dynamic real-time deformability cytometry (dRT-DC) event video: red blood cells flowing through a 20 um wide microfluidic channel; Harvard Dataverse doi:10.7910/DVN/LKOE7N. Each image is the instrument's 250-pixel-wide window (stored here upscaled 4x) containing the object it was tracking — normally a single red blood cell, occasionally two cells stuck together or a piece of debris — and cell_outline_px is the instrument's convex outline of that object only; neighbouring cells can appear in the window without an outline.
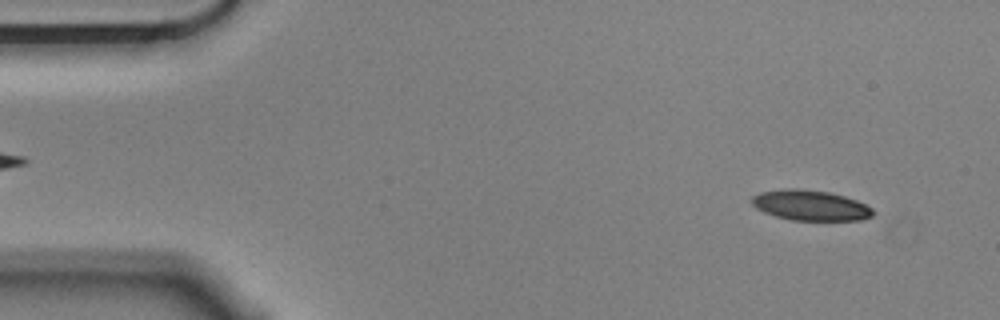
{"species": "Egyptian fruit bat (a non-hibernating species)", "species_latin": "Rousettus aegyptiacus", "temperature_condition": "cold", "stored_images_in_passage": 55, "camera_frame_rate_fps": 3000, "um_per_image_px": 0.085, "animal": {"sex": "male"}, "frame": {"image": 1, "passage_image": 4, "time_ms": 1.0, "image_size_px": [1000, 320], "cell_outline_px": [[876, 212], [872, 216], [860, 220], [792, 220], [776, 216], [764, 212], [756, 208], [752, 204], [752, 196], [760, 192], [784, 188], [796, 188], [828, 192], [844, 196], [856, 200], [872, 208]], "centroid_in_image_um": [68.88, 17.45], "position_along_channel_um": 16.1, "area_um2": 21.39}}
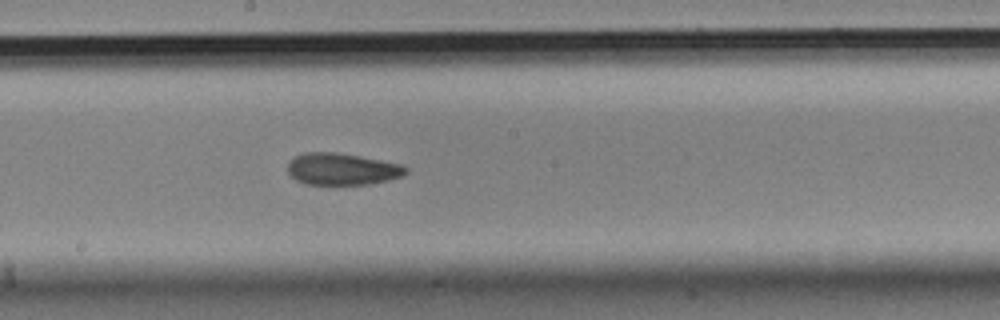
{"frame": {"image": 2, "passage_image": 29, "time_ms": 9.333, "image_size_px": [1000, 320], "cell_outline_px": [[408, 172], [404, 176], [388, 180], [368, 184], [304, 184], [296, 180], [288, 172], [288, 164], [296, 156], [304, 152], [336, 152], [360, 156], [400, 164], [408, 168]], "centroid_in_image_um": [29.09, 14.37], "position_along_channel_um": 219.1, "area_um2": 21.85}}
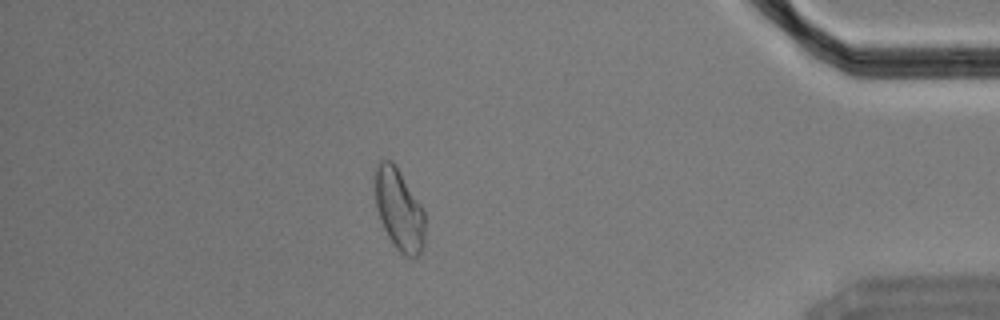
{"frame": {"image": 3, "passage_image": 48, "time_ms": 15.667, "image_size_px": [1000, 320], "cell_outline_px": [[424, 244], [420, 252], [412, 260], [404, 256], [396, 248], [388, 236], [384, 228], [376, 204], [376, 168], [380, 160], [392, 160], [396, 164], [420, 204], [424, 212]], "centroid_in_image_um": [33.95, 17.84], "position_along_channel_um": 401.3, "area_um2": 23.41}, "authors_computed_cell_mechanics": {"area_um2": 22.4842, "velocity_mm_per_s": 3.5437, "shape_relaxation_time_tau1_ms": 7.1054, "shape_relaxation_time_tau2_ms": 3.5939, "deformation_change_tau1": 0.145, "deformation_change_tau2": 0.0884}}